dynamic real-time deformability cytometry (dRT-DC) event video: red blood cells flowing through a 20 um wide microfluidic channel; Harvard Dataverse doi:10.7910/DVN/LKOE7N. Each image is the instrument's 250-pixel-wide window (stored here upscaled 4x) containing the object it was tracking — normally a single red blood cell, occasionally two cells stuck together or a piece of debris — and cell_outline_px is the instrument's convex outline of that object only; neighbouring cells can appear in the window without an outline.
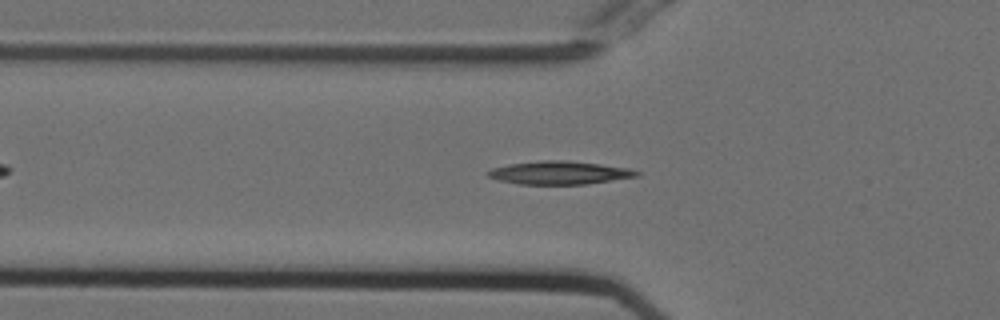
{"species": "Egyptian fruit bat (a non-hibernating species)", "species_latin": "Rousettus aegyptiacus", "temperature_condition": "cold", "stored_images_in_passage": 42, "camera_frame_rate_fps": 3000, "um_per_image_px": 0.085, "animal": {"sex": "female"}, "frame": {"image": 1, "passage_image": 11, "time_ms": 3.333, "image_size_px": [1000, 320], "cell_outline_px": [[640, 176], [584, 184], [520, 184], [496, 180], [488, 176], [484, 172], [492, 168], [508, 164], [540, 160], [568, 160], [600, 164], [628, 168], [640, 172]], "centroid_in_image_um": [47.5, 14.67], "position_along_channel_um": 78.3, "area_um2": 20.17}}
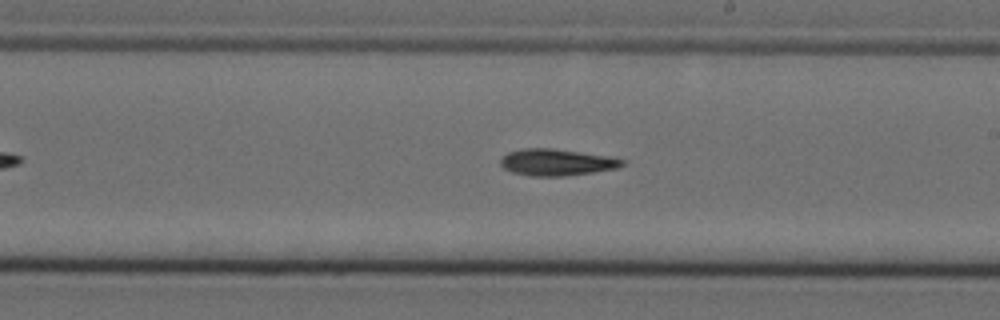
{"frame": {"image": 2, "passage_image": 24, "time_ms": 7.667, "image_size_px": [1000, 320], "cell_outline_px": [[624, 164], [616, 168], [592, 172], [564, 176], [532, 176], [512, 172], [504, 168], [500, 164], [500, 160], [508, 152], [524, 148], [552, 148], [608, 156], [624, 160]], "centroid_in_image_um": [47.28, 13.79], "position_along_channel_um": 241.7, "area_um2": 18.67}}
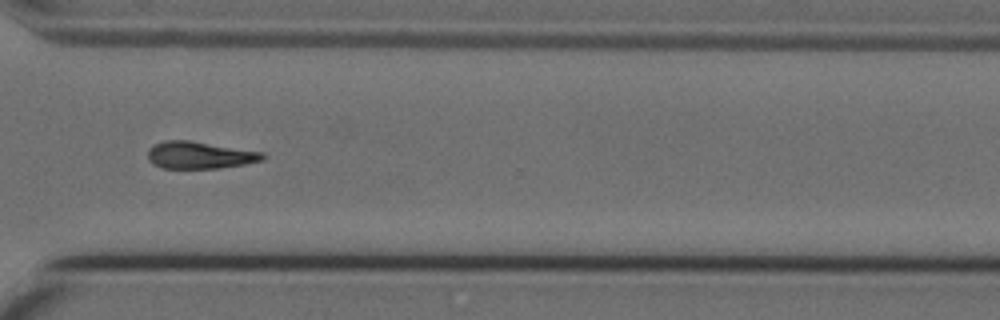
{"frame": {"image": 3, "passage_image": 33, "time_ms": 10.667, "image_size_px": [1000, 320], "cell_outline_px": [[268, 156], [264, 160], [244, 164], [220, 168], [160, 168], [152, 164], [148, 160], [148, 148], [152, 144], [164, 140], [188, 140], [264, 152]], "centroid_in_image_um": [16.96, 13.18], "position_along_channel_um": 353.6, "area_um2": 18.44}}